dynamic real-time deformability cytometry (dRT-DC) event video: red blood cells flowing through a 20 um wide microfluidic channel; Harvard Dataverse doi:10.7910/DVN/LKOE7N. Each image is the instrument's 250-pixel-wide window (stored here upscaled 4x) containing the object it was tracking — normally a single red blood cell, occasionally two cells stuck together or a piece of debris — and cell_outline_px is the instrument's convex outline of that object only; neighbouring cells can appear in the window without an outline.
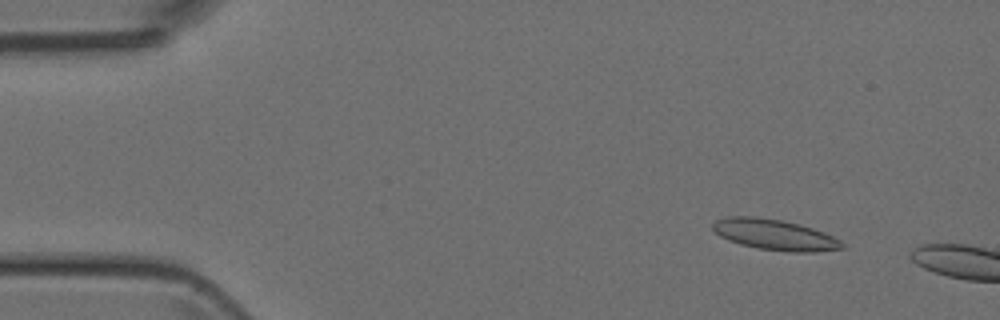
{"species": "Egyptian fruit bat (a non-hibernating species)", "species_latin": "Rousettus aegyptiacus", "temperature_condition": "room temperature", "stored_images_in_passage": 3, "camera_frame_rate_fps": 3000, "um_per_image_px": 0.085, "animal": {"sex": "female"}, "frame": {"image": 1, "passage_image": 2, "time_ms": 1.0, "image_size_px": [1000, 320], "cell_outline_px": [[848, 248], [816, 252], [788, 252], [756, 248], [740, 244], [728, 240], [720, 236], [712, 228], [712, 224], [716, 220], [728, 216], [756, 216], [780, 220], [800, 224], [824, 232], [840, 240]], "centroid_in_image_um": [65.87, 19.96], "position_along_channel_um": 19.1, "area_um2": 23.35}}